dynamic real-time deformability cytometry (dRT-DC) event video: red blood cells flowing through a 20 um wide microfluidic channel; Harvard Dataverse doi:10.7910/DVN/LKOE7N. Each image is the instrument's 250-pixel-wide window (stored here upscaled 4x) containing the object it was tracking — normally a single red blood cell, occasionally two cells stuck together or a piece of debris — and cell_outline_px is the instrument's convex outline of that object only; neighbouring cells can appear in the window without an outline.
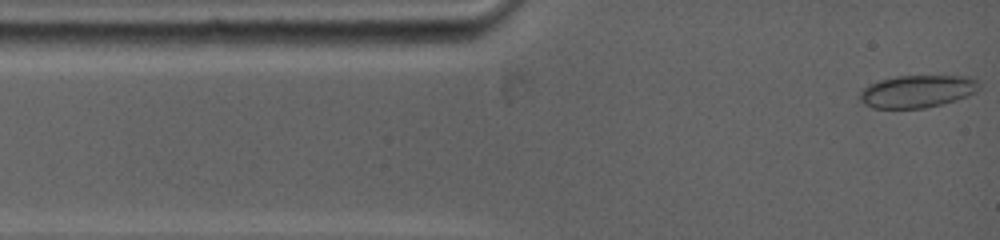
{"species": "common noctule bat (a hibernating species)", "species_latin": "Nyctalus noctula", "temperature_condition": "warm", "stored_images_in_passage": 8, "camera_frame_rate_fps": 5000, "um_per_image_px": 0.085, "animal": {"sex": "female", "body_mass_g": 19.0, "forearm_length_mm": 53.3}, "frame": {"image": 1, "passage_image": 1, "time_ms": 0.0, "image_size_px": [1000, 240], "cell_outline_px": [[980, 88], [976, 92], [968, 96], [956, 100], [924, 108], [872, 108], [864, 104], [860, 100], [860, 92], [868, 84], [880, 80], [896, 76], [972, 76], [980, 84]], "centroid_in_image_um": [77.98, 7.76], "position_along_channel_um": 7.0, "area_um2": 22.66}}
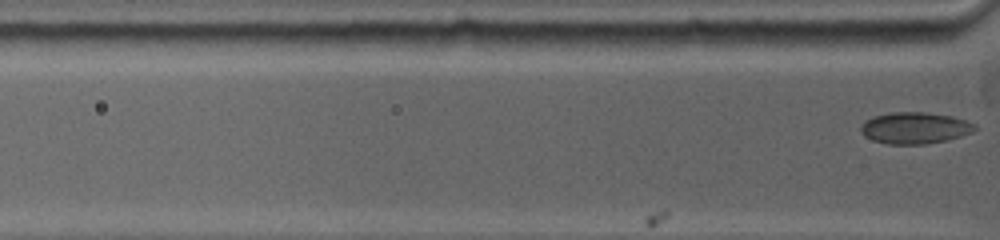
{"frame": {"image": 2, "passage_image": 8, "time_ms": 2.2, "image_size_px": [1000, 240], "cell_outline_px": [[976, 128], [972, 132], [960, 136], [944, 140], [924, 144], [888, 144], [872, 140], [864, 136], [860, 132], [860, 128], [872, 116], [888, 112], [924, 112], [952, 116], [976, 124]], "centroid_in_image_um": [77.73, 10.87], "position_along_channel_um": 48.1, "area_um2": 20.81}}